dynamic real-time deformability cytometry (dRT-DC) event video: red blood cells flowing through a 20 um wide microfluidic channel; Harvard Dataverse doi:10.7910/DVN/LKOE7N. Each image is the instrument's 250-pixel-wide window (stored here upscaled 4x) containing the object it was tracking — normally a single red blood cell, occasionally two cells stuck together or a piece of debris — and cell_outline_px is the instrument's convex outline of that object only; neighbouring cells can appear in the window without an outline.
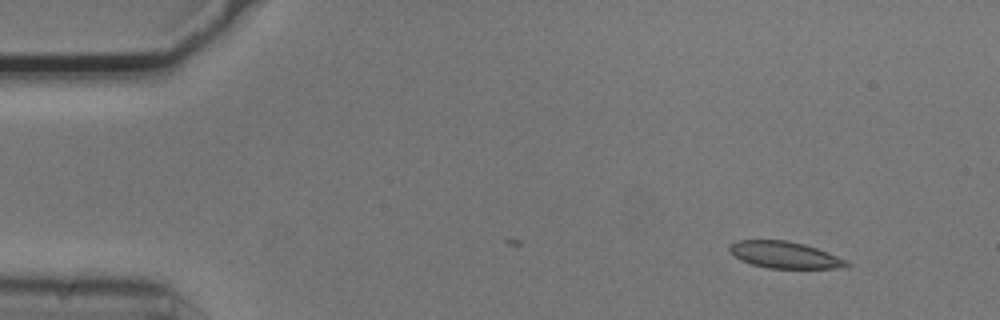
{"species": "common noctule bat (a hibernating species)", "species_latin": "Nyctalus noctula", "temperature_condition": "cold", "stored_images_in_passage": 38, "camera_frame_rate_fps": 3000, "um_per_image_px": 0.085, "animal": {"sex": "male", "body_mass_g": 20.5, "forearm_length_mm": 52.5}, "frame": {"image": 1, "passage_image": 1, "time_ms": 0.0, "image_size_px": [1000, 320], "cell_outline_px": [[852, 264], [848, 268], [768, 268], [752, 264], [740, 260], [728, 248], [736, 240], [788, 240], [804, 244], [828, 252], [848, 260]], "centroid_in_image_um": [66.77, 21.67], "position_along_channel_um": 18.2, "area_um2": 18.26}}
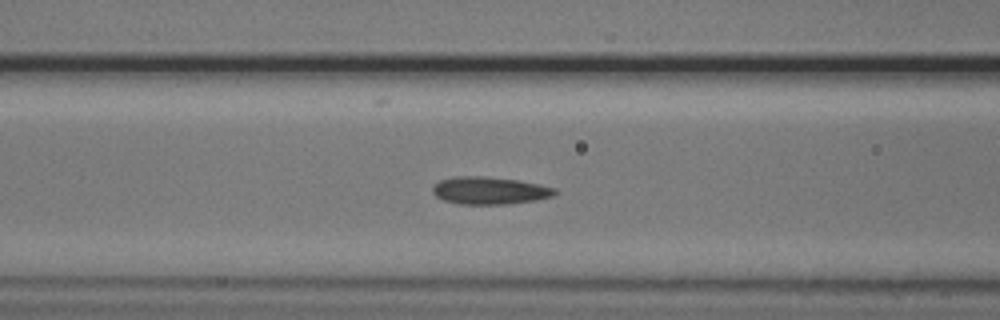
{"frame": {"image": 2, "passage_image": 17, "time_ms": 5.333, "image_size_px": [1000, 320], "cell_outline_px": [[560, 192], [552, 196], [536, 200], [508, 204], [460, 204], [444, 200], [436, 196], [432, 192], [432, 188], [440, 180], [452, 176], [488, 176], [520, 180], [540, 184], [556, 188]], "centroid_in_image_um": [41.65, 16.18], "position_along_channel_um": 124.9, "area_um2": 19.83}}
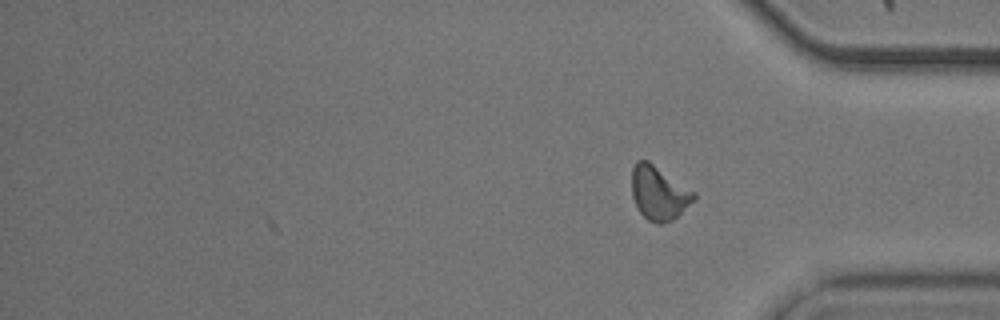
{"frame": {"image": 3, "passage_image": 38, "time_ms": 12.333, "image_size_px": [1000, 320], "cell_outline_px": [[696, 200], [672, 220], [664, 224], [656, 224], [648, 220], [640, 212], [632, 196], [632, 168], [636, 160], [648, 160], [696, 192]], "centroid_in_image_um": [56.02, 16.4], "position_along_channel_um": 379.2, "area_um2": 19.65}, "authors_computed_cell_mechanics": {"area_um2": 19.0451, "velocity_mm_per_s": 3.7233, "shape_relaxation_time_tau1_ms": 2.9777, "shape_relaxation_time_tau2_ms": 2.0132, "deformation_change_tau1": 0.1146, "deformation_change_tau2": 0.0861}}